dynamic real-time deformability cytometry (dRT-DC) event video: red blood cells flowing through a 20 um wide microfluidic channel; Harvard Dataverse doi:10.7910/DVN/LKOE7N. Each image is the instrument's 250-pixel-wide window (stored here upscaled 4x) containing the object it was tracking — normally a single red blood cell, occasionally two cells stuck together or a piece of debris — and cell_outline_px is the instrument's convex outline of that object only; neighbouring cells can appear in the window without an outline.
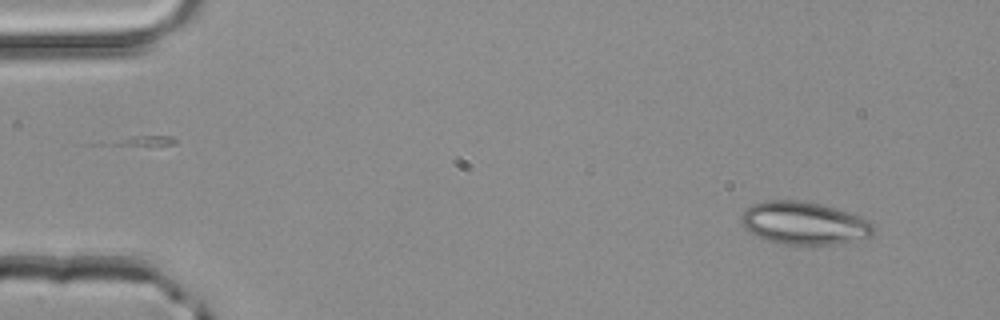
{"species": "common noctule bat (a hibernating species)", "species_latin": "Nyctalus noctula", "temperature_condition": "room temperature", "stored_images_in_passage": 2, "camera_frame_rate_fps": 3000, "um_per_image_px": 0.085, "animal": {"sex": "male", "body_mass_g": 20.4}, "frame": {"image": 1, "passage_image": 2, "time_ms": 0.333, "image_size_px": [1000, 320], "cell_outline_px": [[876, 232], [872, 236], [832, 244], [784, 244], [768, 240], [748, 232], [740, 224], [740, 216], [752, 204], [768, 200], [800, 200], [820, 204], [860, 216], [868, 220], [876, 228]], "centroid_in_image_um": [68.32, 18.96], "position_along_channel_um": 16.7, "area_um2": 32.77}}